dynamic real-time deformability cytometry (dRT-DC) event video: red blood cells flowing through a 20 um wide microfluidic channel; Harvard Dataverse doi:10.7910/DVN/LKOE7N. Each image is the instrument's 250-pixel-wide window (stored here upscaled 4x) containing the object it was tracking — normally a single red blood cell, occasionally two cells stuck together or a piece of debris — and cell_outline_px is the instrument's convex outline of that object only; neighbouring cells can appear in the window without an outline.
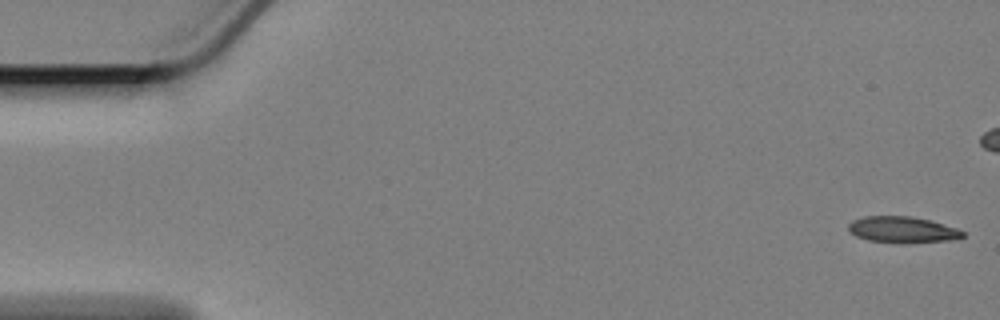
{"species": "Egyptian fruit bat (a non-hibernating species)", "species_latin": "Rousettus aegyptiacus", "temperature_condition": "cold", "stored_images_in_passage": 60, "camera_frame_rate_fps": 3000, "um_per_image_px": 0.085, "animal": {"sex": "female"}, "frame": {"image": 1, "passage_image": 1, "time_ms": 0.0, "image_size_px": [1000, 320], "cell_outline_px": [[964, 236], [952, 240], [868, 240], [856, 236], [848, 228], [848, 224], [852, 220], [864, 216], [908, 216], [928, 220], [944, 224], [956, 228], [964, 232]], "centroid_in_image_um": [76.67, 19.46], "position_along_channel_um": 8.3, "area_um2": 16.3}}
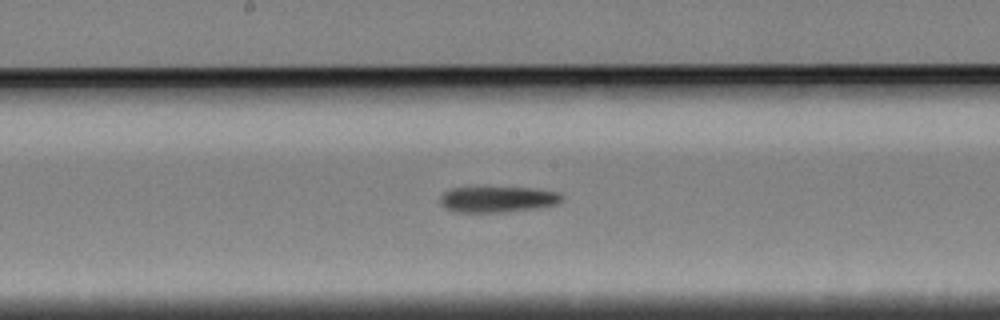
{"frame": {"image": 2, "passage_image": 30, "time_ms": 9.667, "image_size_px": [1000, 320], "cell_outline_px": [[564, 196], [556, 204], [532, 208], [500, 212], [460, 212], [444, 208], [440, 204], [440, 196], [444, 192], [452, 188], [532, 188], [560, 192]], "centroid_in_image_um": [42.27, 16.94], "position_along_channel_um": 205.9, "area_um2": 18.03}}
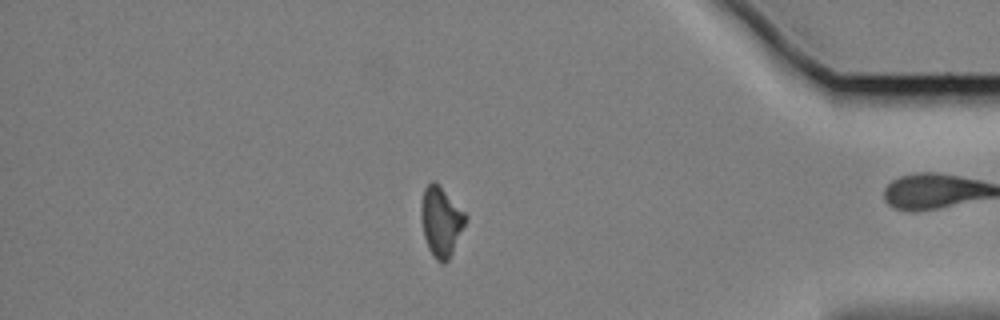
{"frame": {"image": 3, "passage_image": 50, "time_ms": 16.333, "image_size_px": [1000, 320], "cell_outline_px": [[468, 220], [448, 260], [444, 264], [440, 264], [436, 260], [428, 248], [424, 236], [424, 188], [432, 180], [436, 180], [440, 184], [468, 216]], "centroid_in_image_um": [37.56, 18.83], "position_along_channel_um": 397.6, "area_um2": 17.57}, "authors_computed_cell_mechanics": {"area_um2": 18.2937, "velocity_mm_per_s": 3.3792, "shape_relaxation_time_tau1_ms": 8.2454, "shape_relaxation_time_tau2_ms": null, "deformation_change_tau1": 0.2104, "deformation_change_tau2": null}}